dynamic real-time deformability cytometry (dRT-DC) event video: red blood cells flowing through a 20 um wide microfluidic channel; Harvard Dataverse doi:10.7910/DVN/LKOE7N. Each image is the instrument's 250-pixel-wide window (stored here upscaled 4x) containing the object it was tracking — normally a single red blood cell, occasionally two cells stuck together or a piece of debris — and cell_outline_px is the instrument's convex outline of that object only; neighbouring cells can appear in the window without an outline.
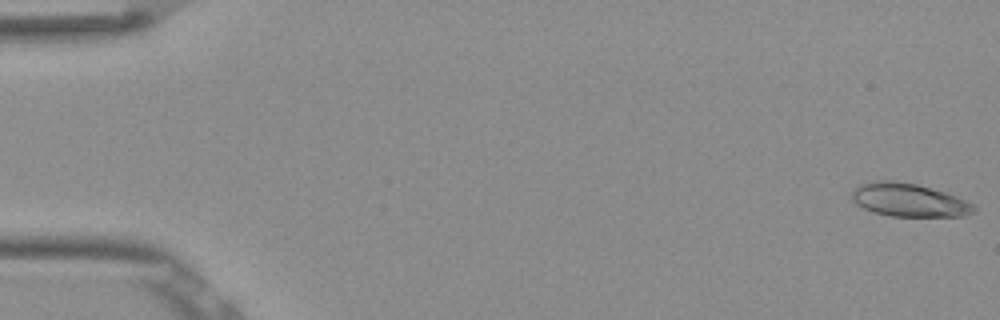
{"species": "Egyptian fruit bat (a non-hibernating species)", "species_latin": "Rousettus aegyptiacus", "temperature_condition": "room temperature", "stored_images_in_passage": 53, "camera_frame_rate_fps": 3000, "um_per_image_px": 0.085, "frame": {"image": 1, "passage_image": 1, "time_ms": 0.0, "image_size_px": [1000, 320], "cell_outline_px": [[976, 212], [964, 216], [892, 216], [872, 212], [856, 204], [852, 200], [852, 188], [860, 184], [872, 180], [892, 180], [916, 184], [944, 192], [956, 196], [972, 204], [976, 208]], "centroid_in_image_um": [77.21, 17.0], "position_along_channel_um": 7.8, "area_um2": 23.7}}
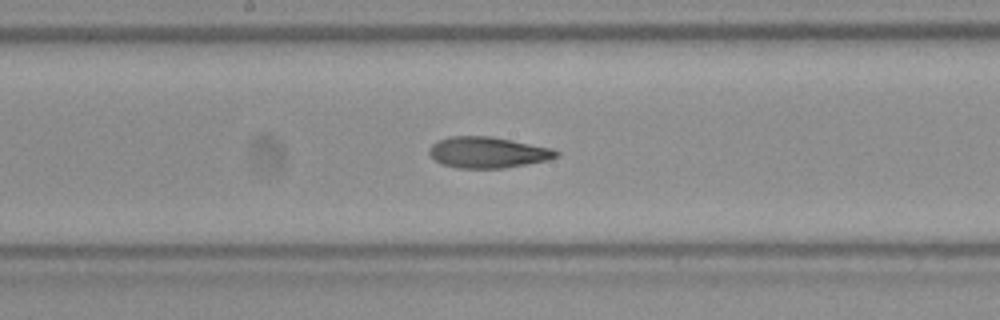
{"frame": {"image": 2, "passage_image": 28, "time_ms": 9.0, "image_size_px": [1000, 320], "cell_outline_px": [[560, 156], [548, 160], [504, 168], [456, 168], [440, 164], [428, 152], [432, 144], [436, 140], [452, 136], [488, 136], [552, 148], [560, 152]], "centroid_in_image_um": [41.45, 12.96], "position_along_channel_um": 206.7, "area_um2": 22.95}}
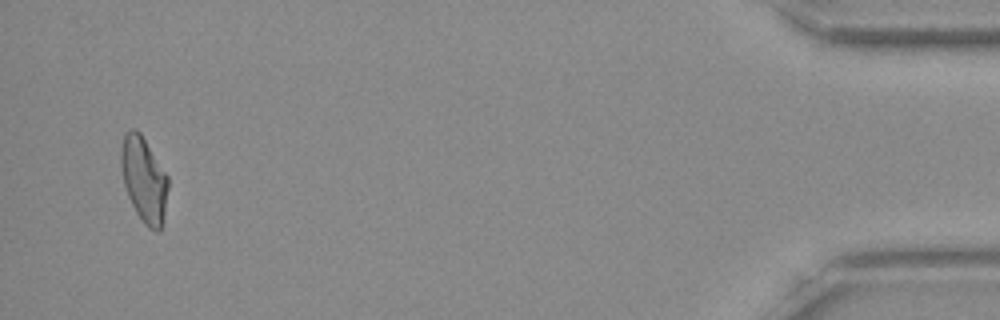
{"frame": {"image": 3, "passage_image": 51, "time_ms": 16.667, "image_size_px": [1000, 320], "cell_outline_px": [[168, 188], [164, 212], [160, 232], [156, 232], [148, 228], [144, 224], [136, 212], [128, 196], [124, 184], [120, 168], [120, 148], [124, 132], [132, 128], [136, 128], [140, 132], [168, 176]], "centroid_in_image_um": [12.21, 15.23], "position_along_channel_um": 423.0, "area_um2": 23.52}, "authors_computed_cell_mechanics": {"area_um2": 23.2934, "velocity_mm_per_s": 3.8755, "shape_relaxation_time_tau1_ms": null, "shape_relaxation_time_tau2_ms": 3.1021, "deformation_change_tau1": null, "deformation_change_tau2": 0.1078}}